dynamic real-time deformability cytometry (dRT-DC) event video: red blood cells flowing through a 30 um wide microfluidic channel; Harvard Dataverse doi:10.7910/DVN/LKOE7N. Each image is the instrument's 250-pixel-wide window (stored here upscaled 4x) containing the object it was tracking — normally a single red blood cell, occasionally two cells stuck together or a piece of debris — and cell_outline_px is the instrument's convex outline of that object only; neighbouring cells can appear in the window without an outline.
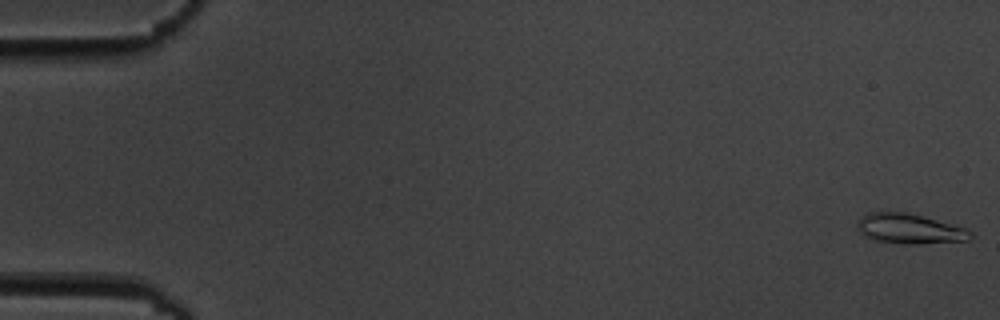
{"species": "common noctule bat (a hibernating species)", "species_latin": "Nyctalus noctula", "temperature_condition": "cold", "stored_images_in_passage": 9, "segment_of_instrument_passage": [1, 2], "camera_frame_rate_fps": 3000, "um_per_image_px": 0.085, "animal": {"sex": "male", "body_mass_g": 19.5, "forearm_length_mm": 54.6}, "frame": {"image": 1, "passage_image": 1, "time_ms": 0.0, "image_size_px": [1000, 320], "cell_outline_px": [[972, 236], [968, 240], [920, 244], [904, 244], [872, 240], [864, 236], [856, 228], [856, 224], [868, 212], [908, 212], [964, 228], [972, 232]], "centroid_in_image_um": [77.27, 19.46], "position_along_channel_um": 7.7, "area_um2": 19.65}}
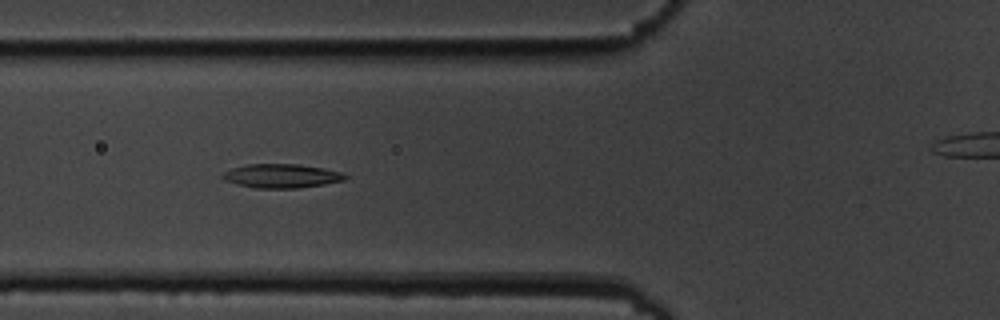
{"frame": {"image": 2, "passage_image": 7, "time_ms": 7.0, "image_size_px": [1000, 320], "cell_outline_px": [[348, 176], [344, 180], [324, 184], [296, 188], [252, 188], [236, 184], [224, 180], [220, 176], [224, 172], [232, 168], [248, 164], [300, 164], [324, 168], [340, 172]], "centroid_in_image_um": [23.89, 14.95], "position_along_channel_um": 101.9, "area_um2": 17.11}}
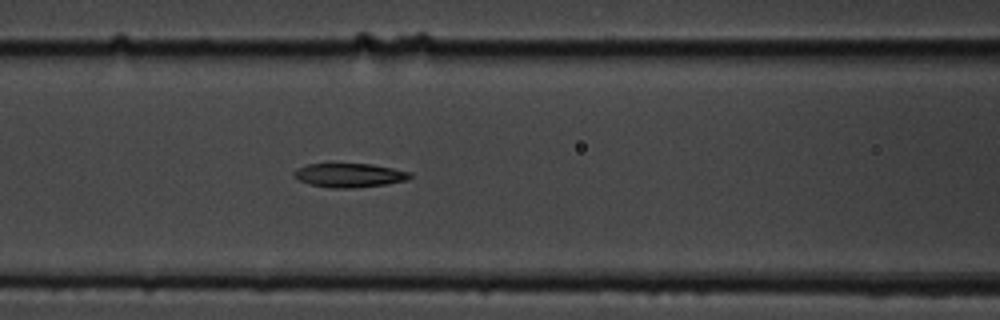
{"frame": {"image": 3, "passage_image": 8, "time_ms": 8.0, "image_size_px": [1000, 320], "cell_outline_px": [[412, 176], [408, 180], [388, 184], [352, 188], [332, 188], [308, 184], [296, 180], [292, 176], [292, 172], [296, 168], [308, 164], [332, 160], [372, 164], [412, 172]], "centroid_in_image_um": [29.61, 14.84], "position_along_channel_um": 137.0, "area_um2": 17.4}}